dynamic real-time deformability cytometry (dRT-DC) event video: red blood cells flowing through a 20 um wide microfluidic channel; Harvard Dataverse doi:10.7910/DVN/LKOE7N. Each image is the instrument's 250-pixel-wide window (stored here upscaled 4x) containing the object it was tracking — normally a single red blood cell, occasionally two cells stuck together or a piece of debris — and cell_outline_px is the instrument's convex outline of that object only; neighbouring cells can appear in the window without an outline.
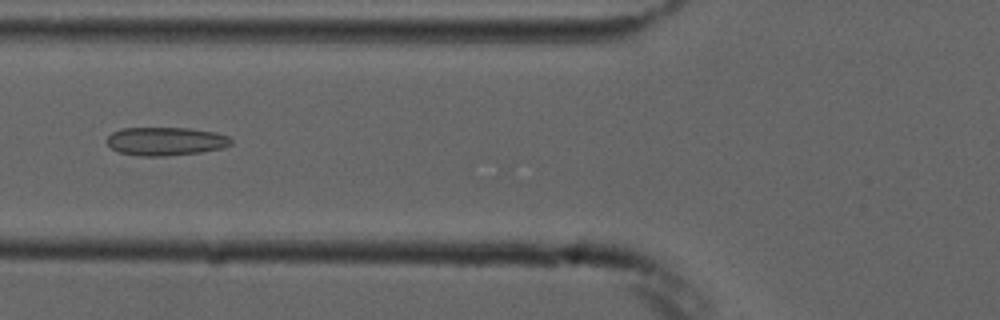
{"species": "common noctule bat (a hibernating species)", "species_latin": "Nyctalus noctula", "temperature_condition": "cold", "stored_images_in_passage": 6, "camera_frame_rate_fps": 3000, "um_per_image_px": 0.085, "animal": {"sex": "male", "forearm_length_mm": 52.5}, "frame": {"image": 1, "passage_image": 6, "time_ms": 5.667, "image_size_px": [1000, 320], "cell_outline_px": [[232, 144], [224, 148], [200, 152], [164, 156], [140, 156], [120, 152], [112, 148], [108, 144], [108, 136], [112, 132], [120, 128], [188, 128], [216, 132], [228, 136], [232, 140]], "centroid_in_image_um": [14.11, 12.0], "position_along_channel_um": 111.7, "area_um2": 20.52}}